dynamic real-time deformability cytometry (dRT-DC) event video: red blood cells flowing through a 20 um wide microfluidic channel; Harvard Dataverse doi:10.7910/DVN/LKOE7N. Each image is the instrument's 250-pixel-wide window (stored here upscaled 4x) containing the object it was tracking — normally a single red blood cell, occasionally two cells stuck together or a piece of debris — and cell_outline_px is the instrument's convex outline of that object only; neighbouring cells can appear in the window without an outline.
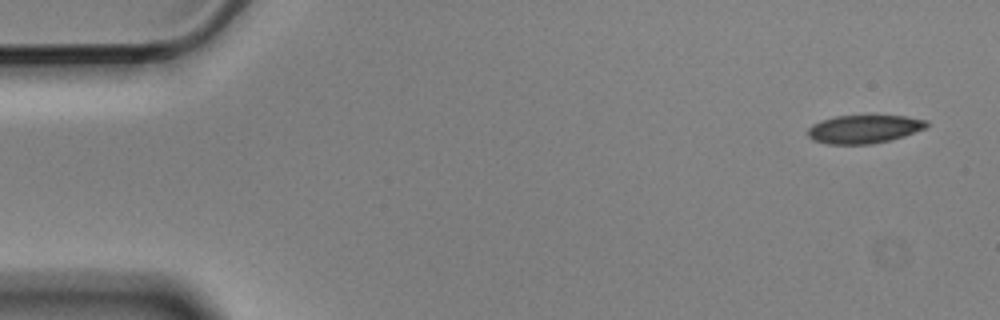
{"species": "Egyptian fruit bat (a non-hibernating species)", "species_latin": "Rousettus aegyptiacus", "temperature_condition": "cold", "stored_images_in_passage": 6, "camera_frame_rate_fps": 3000, "um_per_image_px": 0.085, "animal": {"sex": "male"}, "frame": {"image": 1, "passage_image": 1, "time_ms": 0.0, "image_size_px": [1000, 320], "cell_outline_px": [[928, 124], [924, 128], [904, 136], [872, 144], [828, 144], [812, 140], [808, 136], [808, 128], [812, 124], [820, 120], [836, 116], [872, 112], [904, 116], [928, 120]], "centroid_in_image_um": [73.43, 10.91], "position_along_channel_um": 11.6, "area_um2": 20.46}}
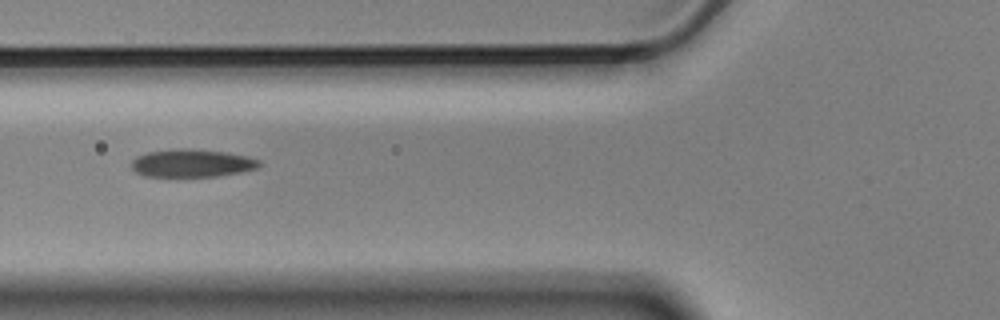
{"frame": {"image": 2, "passage_image": 6, "time_ms": 1.667, "image_size_px": [1000, 320], "cell_outline_px": [[264, 164], [256, 168], [240, 172], [220, 176], [144, 176], [136, 172], [132, 168], [132, 160], [136, 156], [148, 152], [180, 148], [184, 148], [224, 152], [248, 156], [260, 160]], "centroid_in_image_um": [16.34, 13.87], "position_along_channel_um": 109.5, "area_um2": 20.69}}